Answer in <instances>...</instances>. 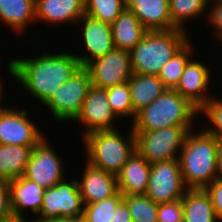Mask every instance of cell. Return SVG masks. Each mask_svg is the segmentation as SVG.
Masks as SVG:
<instances>
[{"label":"cell","mask_w":222,"mask_h":222,"mask_svg":"<svg viewBox=\"0 0 222 222\" xmlns=\"http://www.w3.org/2000/svg\"><path fill=\"white\" fill-rule=\"evenodd\" d=\"M81 67L78 58L72 53L43 52L34 58L10 60L7 71L23 85L29 95L45 105Z\"/></svg>","instance_id":"6da1fadb"},{"label":"cell","mask_w":222,"mask_h":222,"mask_svg":"<svg viewBox=\"0 0 222 222\" xmlns=\"http://www.w3.org/2000/svg\"><path fill=\"white\" fill-rule=\"evenodd\" d=\"M186 136L180 149L179 163L188 189H204L217 176V157L222 142L204 130Z\"/></svg>","instance_id":"7a4b0ae2"},{"label":"cell","mask_w":222,"mask_h":222,"mask_svg":"<svg viewBox=\"0 0 222 222\" xmlns=\"http://www.w3.org/2000/svg\"><path fill=\"white\" fill-rule=\"evenodd\" d=\"M182 29L147 31L130 51L132 72L158 75L162 67L190 39Z\"/></svg>","instance_id":"3957f363"},{"label":"cell","mask_w":222,"mask_h":222,"mask_svg":"<svg viewBox=\"0 0 222 222\" xmlns=\"http://www.w3.org/2000/svg\"><path fill=\"white\" fill-rule=\"evenodd\" d=\"M197 114L198 109L180 93L175 89H166L136 113L131 128L133 131H155L170 126H193Z\"/></svg>","instance_id":"277c9868"},{"label":"cell","mask_w":222,"mask_h":222,"mask_svg":"<svg viewBox=\"0 0 222 222\" xmlns=\"http://www.w3.org/2000/svg\"><path fill=\"white\" fill-rule=\"evenodd\" d=\"M130 131L128 138H123L117 128L83 136L87 163L117 176L136 150L135 133L132 128Z\"/></svg>","instance_id":"5b68a950"},{"label":"cell","mask_w":222,"mask_h":222,"mask_svg":"<svg viewBox=\"0 0 222 222\" xmlns=\"http://www.w3.org/2000/svg\"><path fill=\"white\" fill-rule=\"evenodd\" d=\"M192 126H170L155 131H133L136 150L150 163L178 159ZM179 152V153H178Z\"/></svg>","instance_id":"8992f818"},{"label":"cell","mask_w":222,"mask_h":222,"mask_svg":"<svg viewBox=\"0 0 222 222\" xmlns=\"http://www.w3.org/2000/svg\"><path fill=\"white\" fill-rule=\"evenodd\" d=\"M91 85L90 75L85 67H81L63 83L45 104L51 110L54 120L62 122L68 119L75 122Z\"/></svg>","instance_id":"52a82bcc"},{"label":"cell","mask_w":222,"mask_h":222,"mask_svg":"<svg viewBox=\"0 0 222 222\" xmlns=\"http://www.w3.org/2000/svg\"><path fill=\"white\" fill-rule=\"evenodd\" d=\"M186 187L179 159L151 164L150 178L145 193L154 203H170L182 199Z\"/></svg>","instance_id":"ba28073f"},{"label":"cell","mask_w":222,"mask_h":222,"mask_svg":"<svg viewBox=\"0 0 222 222\" xmlns=\"http://www.w3.org/2000/svg\"><path fill=\"white\" fill-rule=\"evenodd\" d=\"M84 204L80 195L77 178L64 179L56 186L48 188L43 194L42 208L37 218L55 220L59 218L82 216Z\"/></svg>","instance_id":"9c48e42d"},{"label":"cell","mask_w":222,"mask_h":222,"mask_svg":"<svg viewBox=\"0 0 222 222\" xmlns=\"http://www.w3.org/2000/svg\"><path fill=\"white\" fill-rule=\"evenodd\" d=\"M85 68L92 85L103 89L126 83L133 74L130 51L117 48L92 60Z\"/></svg>","instance_id":"30bf717a"},{"label":"cell","mask_w":222,"mask_h":222,"mask_svg":"<svg viewBox=\"0 0 222 222\" xmlns=\"http://www.w3.org/2000/svg\"><path fill=\"white\" fill-rule=\"evenodd\" d=\"M48 143V140L44 137L33 147L23 175L25 178L36 182L44 190L56 186L65 179L63 160Z\"/></svg>","instance_id":"8fae6325"},{"label":"cell","mask_w":222,"mask_h":222,"mask_svg":"<svg viewBox=\"0 0 222 222\" xmlns=\"http://www.w3.org/2000/svg\"><path fill=\"white\" fill-rule=\"evenodd\" d=\"M18 110V111H17ZM45 136L28 118L26 110L4 108L0 111V144L34 147Z\"/></svg>","instance_id":"7c38bea8"},{"label":"cell","mask_w":222,"mask_h":222,"mask_svg":"<svg viewBox=\"0 0 222 222\" xmlns=\"http://www.w3.org/2000/svg\"><path fill=\"white\" fill-rule=\"evenodd\" d=\"M115 119L118 118L108 103L106 89L91 85L81 112L75 119L85 127L82 137L95 131L115 130Z\"/></svg>","instance_id":"4fadbf2b"},{"label":"cell","mask_w":222,"mask_h":222,"mask_svg":"<svg viewBox=\"0 0 222 222\" xmlns=\"http://www.w3.org/2000/svg\"><path fill=\"white\" fill-rule=\"evenodd\" d=\"M210 72L203 62L193 57L186 64L180 82L175 88L198 110L212 97L207 92L211 82Z\"/></svg>","instance_id":"5bb4252c"},{"label":"cell","mask_w":222,"mask_h":222,"mask_svg":"<svg viewBox=\"0 0 222 222\" xmlns=\"http://www.w3.org/2000/svg\"><path fill=\"white\" fill-rule=\"evenodd\" d=\"M82 25V40L83 46L85 45L86 51L89 55L75 54L82 67H85L92 60L104 56L112 51L114 47L111 25L102 21L84 15L80 20ZM82 21V22H81Z\"/></svg>","instance_id":"9a60e30c"},{"label":"cell","mask_w":222,"mask_h":222,"mask_svg":"<svg viewBox=\"0 0 222 222\" xmlns=\"http://www.w3.org/2000/svg\"><path fill=\"white\" fill-rule=\"evenodd\" d=\"M78 187L83 204L99 202L115 195L118 190L117 176L85 163Z\"/></svg>","instance_id":"2e32d148"},{"label":"cell","mask_w":222,"mask_h":222,"mask_svg":"<svg viewBox=\"0 0 222 222\" xmlns=\"http://www.w3.org/2000/svg\"><path fill=\"white\" fill-rule=\"evenodd\" d=\"M126 8L148 31L176 28L170 17L169 0H126Z\"/></svg>","instance_id":"e0dca14e"},{"label":"cell","mask_w":222,"mask_h":222,"mask_svg":"<svg viewBox=\"0 0 222 222\" xmlns=\"http://www.w3.org/2000/svg\"><path fill=\"white\" fill-rule=\"evenodd\" d=\"M150 170L151 164L135 150L117 175L118 190L123 195H145Z\"/></svg>","instance_id":"ac0fdd59"},{"label":"cell","mask_w":222,"mask_h":222,"mask_svg":"<svg viewBox=\"0 0 222 222\" xmlns=\"http://www.w3.org/2000/svg\"><path fill=\"white\" fill-rule=\"evenodd\" d=\"M84 15V0H36V22L40 20L53 26L66 22L80 25Z\"/></svg>","instance_id":"d6986e66"},{"label":"cell","mask_w":222,"mask_h":222,"mask_svg":"<svg viewBox=\"0 0 222 222\" xmlns=\"http://www.w3.org/2000/svg\"><path fill=\"white\" fill-rule=\"evenodd\" d=\"M10 189V206L14 217L24 218L23 211L30 208L35 215L39 214L45 190L36 182L24 176L8 182Z\"/></svg>","instance_id":"ffe728a7"},{"label":"cell","mask_w":222,"mask_h":222,"mask_svg":"<svg viewBox=\"0 0 222 222\" xmlns=\"http://www.w3.org/2000/svg\"><path fill=\"white\" fill-rule=\"evenodd\" d=\"M114 47L131 51L147 33L139 19L127 8L111 24Z\"/></svg>","instance_id":"44dd1931"},{"label":"cell","mask_w":222,"mask_h":222,"mask_svg":"<svg viewBox=\"0 0 222 222\" xmlns=\"http://www.w3.org/2000/svg\"><path fill=\"white\" fill-rule=\"evenodd\" d=\"M128 83L133 106V120L137 112L151 104L167 89L156 75L133 73Z\"/></svg>","instance_id":"7402d4cb"},{"label":"cell","mask_w":222,"mask_h":222,"mask_svg":"<svg viewBox=\"0 0 222 222\" xmlns=\"http://www.w3.org/2000/svg\"><path fill=\"white\" fill-rule=\"evenodd\" d=\"M0 21L22 34L36 21V0H0Z\"/></svg>","instance_id":"603a6c76"},{"label":"cell","mask_w":222,"mask_h":222,"mask_svg":"<svg viewBox=\"0 0 222 222\" xmlns=\"http://www.w3.org/2000/svg\"><path fill=\"white\" fill-rule=\"evenodd\" d=\"M33 147L0 144V180L11 181L22 177Z\"/></svg>","instance_id":"cb8c5ba5"},{"label":"cell","mask_w":222,"mask_h":222,"mask_svg":"<svg viewBox=\"0 0 222 222\" xmlns=\"http://www.w3.org/2000/svg\"><path fill=\"white\" fill-rule=\"evenodd\" d=\"M186 222H218L214 207L204 189H188L182 197Z\"/></svg>","instance_id":"d4e9b609"},{"label":"cell","mask_w":222,"mask_h":222,"mask_svg":"<svg viewBox=\"0 0 222 222\" xmlns=\"http://www.w3.org/2000/svg\"><path fill=\"white\" fill-rule=\"evenodd\" d=\"M190 39L174 54V56L162 67L158 78L167 89H175L180 82L184 68L192 58Z\"/></svg>","instance_id":"484cf974"},{"label":"cell","mask_w":222,"mask_h":222,"mask_svg":"<svg viewBox=\"0 0 222 222\" xmlns=\"http://www.w3.org/2000/svg\"><path fill=\"white\" fill-rule=\"evenodd\" d=\"M208 0H169L170 17L172 24L185 31V21L199 19L198 16L208 10Z\"/></svg>","instance_id":"4316f807"},{"label":"cell","mask_w":222,"mask_h":222,"mask_svg":"<svg viewBox=\"0 0 222 222\" xmlns=\"http://www.w3.org/2000/svg\"><path fill=\"white\" fill-rule=\"evenodd\" d=\"M85 14L93 19L112 24L126 9V0H84Z\"/></svg>","instance_id":"83f0119b"},{"label":"cell","mask_w":222,"mask_h":222,"mask_svg":"<svg viewBox=\"0 0 222 222\" xmlns=\"http://www.w3.org/2000/svg\"><path fill=\"white\" fill-rule=\"evenodd\" d=\"M132 222H157L158 204L146 195H123Z\"/></svg>","instance_id":"f1b7e54d"},{"label":"cell","mask_w":222,"mask_h":222,"mask_svg":"<svg viewBox=\"0 0 222 222\" xmlns=\"http://www.w3.org/2000/svg\"><path fill=\"white\" fill-rule=\"evenodd\" d=\"M123 200V194L118 191L115 195L96 203L85 204L83 216L85 222H111L114 210Z\"/></svg>","instance_id":"f546056e"},{"label":"cell","mask_w":222,"mask_h":222,"mask_svg":"<svg viewBox=\"0 0 222 222\" xmlns=\"http://www.w3.org/2000/svg\"><path fill=\"white\" fill-rule=\"evenodd\" d=\"M106 92L108 103L117 118L133 117V106L128 82L107 88Z\"/></svg>","instance_id":"4dcf8cb0"},{"label":"cell","mask_w":222,"mask_h":222,"mask_svg":"<svg viewBox=\"0 0 222 222\" xmlns=\"http://www.w3.org/2000/svg\"><path fill=\"white\" fill-rule=\"evenodd\" d=\"M206 115L212 126L203 129L216 136L222 142V97L217 99L214 95L198 110V113Z\"/></svg>","instance_id":"1f68e13d"},{"label":"cell","mask_w":222,"mask_h":222,"mask_svg":"<svg viewBox=\"0 0 222 222\" xmlns=\"http://www.w3.org/2000/svg\"><path fill=\"white\" fill-rule=\"evenodd\" d=\"M183 220L182 199L158 204L157 222H181Z\"/></svg>","instance_id":"d6a6232c"},{"label":"cell","mask_w":222,"mask_h":222,"mask_svg":"<svg viewBox=\"0 0 222 222\" xmlns=\"http://www.w3.org/2000/svg\"><path fill=\"white\" fill-rule=\"evenodd\" d=\"M210 197L218 220H222V181L215 179L204 188Z\"/></svg>","instance_id":"836d02e7"},{"label":"cell","mask_w":222,"mask_h":222,"mask_svg":"<svg viewBox=\"0 0 222 222\" xmlns=\"http://www.w3.org/2000/svg\"><path fill=\"white\" fill-rule=\"evenodd\" d=\"M13 217L10 206V189L7 181L0 180V221Z\"/></svg>","instance_id":"e575fe53"},{"label":"cell","mask_w":222,"mask_h":222,"mask_svg":"<svg viewBox=\"0 0 222 222\" xmlns=\"http://www.w3.org/2000/svg\"><path fill=\"white\" fill-rule=\"evenodd\" d=\"M213 3V4H212ZM208 6H211L210 11L206 18L208 19L209 23H212L213 27L215 28L214 33L216 34L217 39H221L222 41V3H215V2H208Z\"/></svg>","instance_id":"d590c367"},{"label":"cell","mask_w":222,"mask_h":222,"mask_svg":"<svg viewBox=\"0 0 222 222\" xmlns=\"http://www.w3.org/2000/svg\"><path fill=\"white\" fill-rule=\"evenodd\" d=\"M111 222H132L131 214L124 200H122L114 210Z\"/></svg>","instance_id":"8d00e7d4"},{"label":"cell","mask_w":222,"mask_h":222,"mask_svg":"<svg viewBox=\"0 0 222 222\" xmlns=\"http://www.w3.org/2000/svg\"><path fill=\"white\" fill-rule=\"evenodd\" d=\"M216 179L222 181V145L219 149L218 157H217V176H216Z\"/></svg>","instance_id":"74e56055"},{"label":"cell","mask_w":222,"mask_h":222,"mask_svg":"<svg viewBox=\"0 0 222 222\" xmlns=\"http://www.w3.org/2000/svg\"><path fill=\"white\" fill-rule=\"evenodd\" d=\"M52 222H85L84 216H73L52 220Z\"/></svg>","instance_id":"f35d334b"},{"label":"cell","mask_w":222,"mask_h":222,"mask_svg":"<svg viewBox=\"0 0 222 222\" xmlns=\"http://www.w3.org/2000/svg\"><path fill=\"white\" fill-rule=\"evenodd\" d=\"M0 222H27V219L24 218H19V217H12L10 219L4 220V221H0Z\"/></svg>","instance_id":"ab89813d"},{"label":"cell","mask_w":222,"mask_h":222,"mask_svg":"<svg viewBox=\"0 0 222 222\" xmlns=\"http://www.w3.org/2000/svg\"><path fill=\"white\" fill-rule=\"evenodd\" d=\"M3 83H2V81L0 80V111L4 108L3 106L4 105H2V97H3V93H4V91H3Z\"/></svg>","instance_id":"60d3db41"},{"label":"cell","mask_w":222,"mask_h":222,"mask_svg":"<svg viewBox=\"0 0 222 222\" xmlns=\"http://www.w3.org/2000/svg\"><path fill=\"white\" fill-rule=\"evenodd\" d=\"M27 222H52V220H43V219H40V218H37V216H36V218L34 219H30V221L28 220V218H27Z\"/></svg>","instance_id":"b9f144b4"},{"label":"cell","mask_w":222,"mask_h":222,"mask_svg":"<svg viewBox=\"0 0 222 222\" xmlns=\"http://www.w3.org/2000/svg\"><path fill=\"white\" fill-rule=\"evenodd\" d=\"M208 2L222 3V0H208Z\"/></svg>","instance_id":"7bdbcfd3"}]
</instances>
